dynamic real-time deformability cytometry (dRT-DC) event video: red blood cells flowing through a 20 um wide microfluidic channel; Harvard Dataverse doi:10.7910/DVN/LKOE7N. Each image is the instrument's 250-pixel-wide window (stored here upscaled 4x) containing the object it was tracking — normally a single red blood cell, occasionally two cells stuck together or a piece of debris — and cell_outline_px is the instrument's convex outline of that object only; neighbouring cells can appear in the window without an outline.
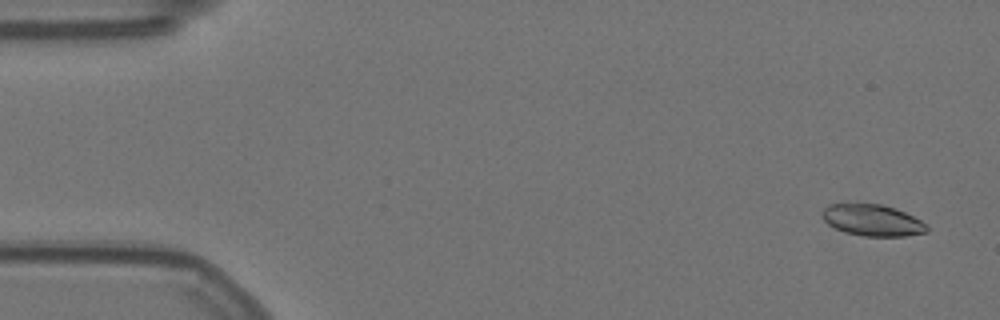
{"species": "Egyptian fruit bat (a non-hibernating species)", "species_latin": "Rousettus aegyptiacus", "temperature_condition": "warm", "stored_images_in_passage": 57, "camera_frame_rate_fps": 3000, "um_per_image_px": 0.085, "animal": {"sex": "female"}, "frame": {"image": 1, "passage_image": 3, "time_ms": 0.667, "image_size_px": [1000, 320], "cell_outline_px": [[928, 232], [904, 236], [864, 236], [844, 232], [828, 224], [824, 220], [820, 212], [828, 204], [880, 204], [896, 208], [920, 220], [928, 228]], "centroid_in_image_um": [74.13, 18.72], "position_along_channel_um": 10.9, "area_um2": 19.07}}
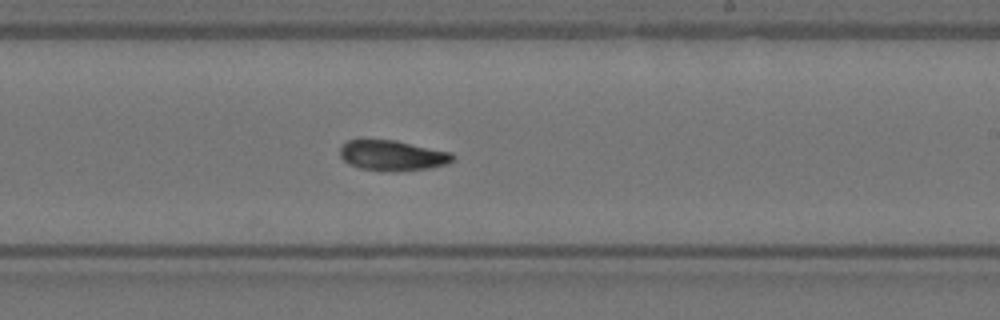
{"frame": {"image": 2, "passage_image": 34, "time_ms": 11.0, "image_size_px": [1000, 320], "cell_outline_px": [[456, 160], [448, 164], [428, 168], [392, 172], [360, 168], [348, 164], [340, 156], [340, 144], [348, 140], [396, 140], [452, 152], [456, 156]], "centroid_in_image_um": [33.39, 13.21], "position_along_channel_um": 255.6, "area_um2": 20.23}}
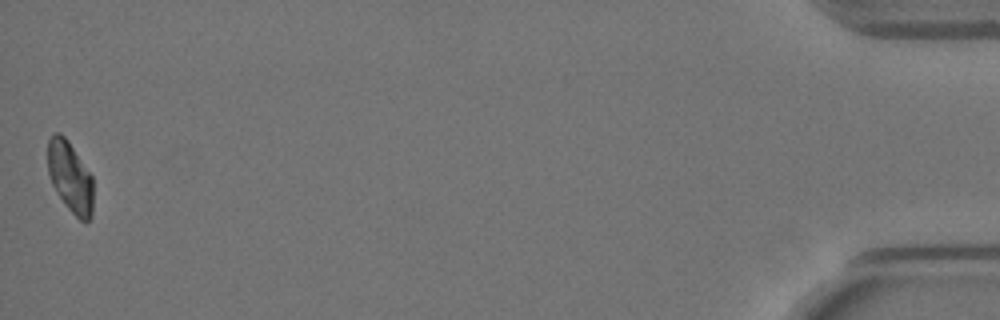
{"frame": {"image": 3, "passage_image": 57, "time_ms": 18.667, "image_size_px": [1000, 320], "cell_outline_px": [[92, 216], [88, 220], [80, 220], [64, 204], [52, 184], [48, 172], [48, 140], [56, 132], [60, 132], [68, 140], [92, 176]], "centroid_in_image_um": [5.95, 15.03], "position_along_channel_um": 429.2, "area_um2": 18.55}, "authors_computed_cell_mechanics": {"area_um2": 19.652, "velocity_mm_per_s": 3.5343, "shape_relaxation_time_tau1_ms": null, "shape_relaxation_time_tau2_ms": 5.9849, "deformation_change_tau1": null, "deformation_change_tau2": 0.098}}